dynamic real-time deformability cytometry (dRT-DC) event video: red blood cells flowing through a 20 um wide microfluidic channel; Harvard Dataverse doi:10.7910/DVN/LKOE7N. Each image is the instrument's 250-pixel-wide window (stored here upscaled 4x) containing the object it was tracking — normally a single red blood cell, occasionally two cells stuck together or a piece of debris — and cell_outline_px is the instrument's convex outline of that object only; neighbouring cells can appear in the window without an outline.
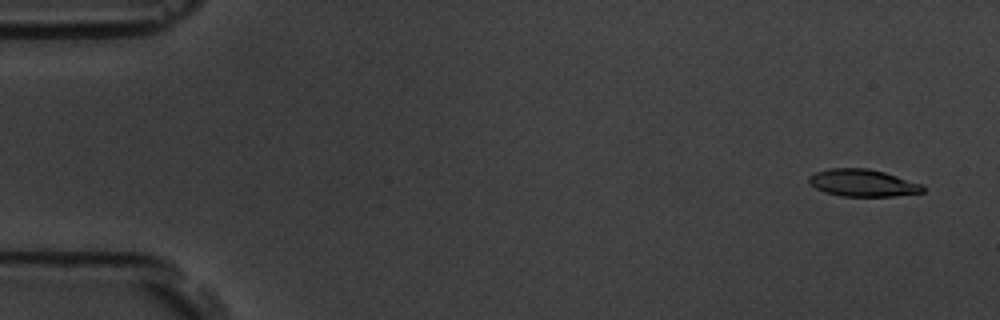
{"species": "common noctule bat (a hibernating species)", "species_latin": "Nyctalus noctula", "temperature_condition": "room temperature", "stored_images_in_passage": 5, "camera_frame_rate_fps": 3000, "um_per_image_px": 0.085, "animal": {"sex": "male", "body_mass_g": 19.5, "forearm_length_mm": 54.6}, "frame": {"image": 1, "passage_image": 1, "time_ms": 0.0, "image_size_px": [1000, 320], "cell_outline_px": [[924, 192], [892, 196], [840, 196], [824, 192], [808, 184], [808, 176], [816, 172], [828, 168], [868, 168], [884, 172], [924, 184]], "centroid_in_image_um": [73.31, 15.54], "position_along_channel_um": 11.7, "area_um2": 18.21}}
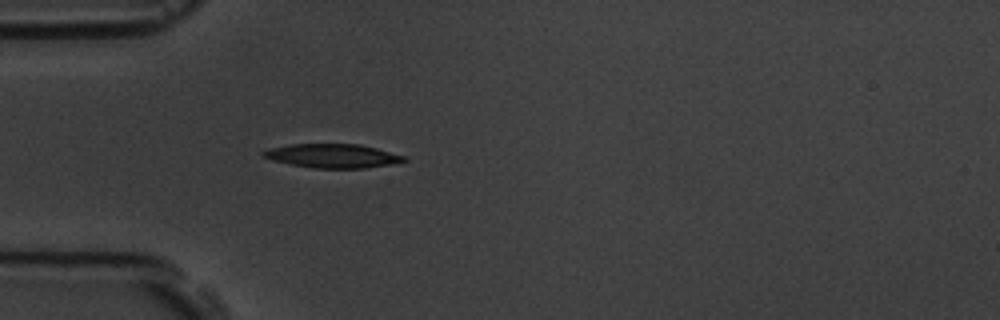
{"frame": {"image": 2, "passage_image": 5, "time_ms": 1.333, "image_size_px": [1000, 320], "cell_outline_px": [[408, 160], [388, 164], [364, 168], [312, 168], [272, 160], [264, 156], [260, 152], [268, 148], [292, 144], [360, 144], [376, 148], [404, 156]], "centroid_in_image_um": [28.23, 13.24], "position_along_channel_um": 56.8, "area_um2": 19.36}}